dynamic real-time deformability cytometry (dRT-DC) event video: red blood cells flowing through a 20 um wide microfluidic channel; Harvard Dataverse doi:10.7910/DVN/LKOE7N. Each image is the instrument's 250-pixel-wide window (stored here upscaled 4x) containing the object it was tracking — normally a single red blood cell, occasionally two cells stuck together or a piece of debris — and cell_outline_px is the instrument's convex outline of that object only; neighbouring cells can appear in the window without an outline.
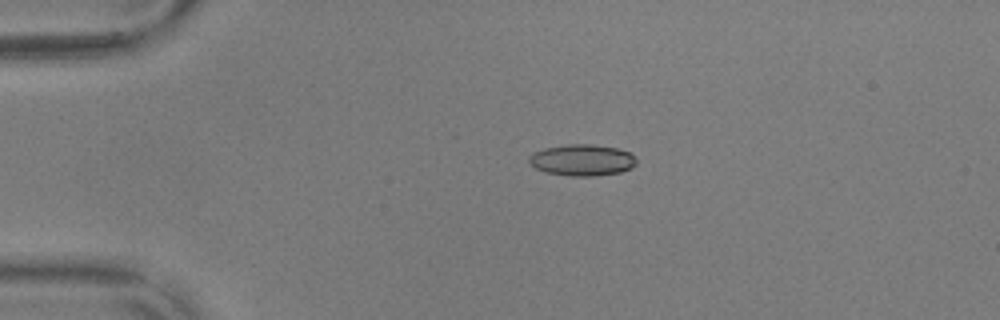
{"species": "common noctule bat (a hibernating species)", "species_latin": "Nyctalus noctula", "temperature_condition": "warm", "stored_images_in_passage": 57, "camera_frame_rate_fps": 3000, "um_per_image_px": 0.085, "animal": {"sex": "male", "body_mass_g": 17.9, "forearm_length_mm": 54.2}, "frame": {"image": 1, "passage_image": 13, "time_ms": 4.0, "image_size_px": [1000, 320], "cell_outline_px": [[636, 164], [632, 168], [620, 172], [592, 176], [568, 176], [548, 172], [536, 168], [528, 160], [528, 156], [532, 152], [544, 148], [568, 144], [592, 144], [616, 148], [628, 152], [636, 160]], "centroid_in_image_um": [49.46, 13.6], "position_along_channel_um": 35.5, "area_um2": 19.54}}
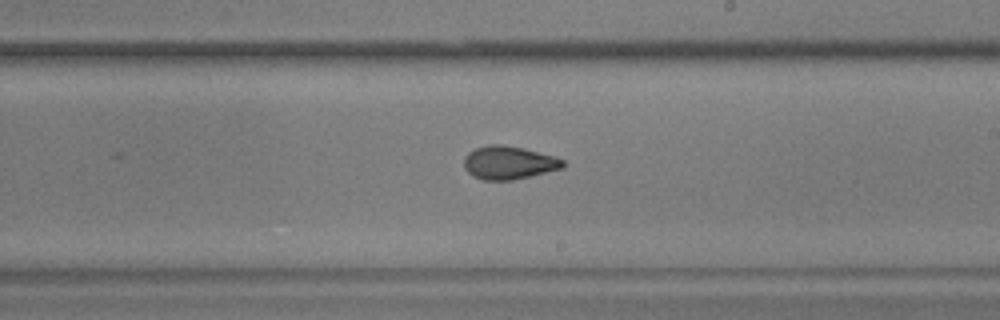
{"frame": {"image": 2, "passage_image": 34, "time_ms": 11.0, "image_size_px": [1000, 320], "cell_outline_px": [[564, 168], [512, 180], [484, 180], [472, 176], [464, 168], [464, 156], [468, 152], [476, 148], [488, 144], [500, 144], [524, 148], [552, 156], [564, 160]], "centroid_in_image_um": [43.21, 13.82], "position_along_channel_um": 245.8, "area_um2": 19.13}}
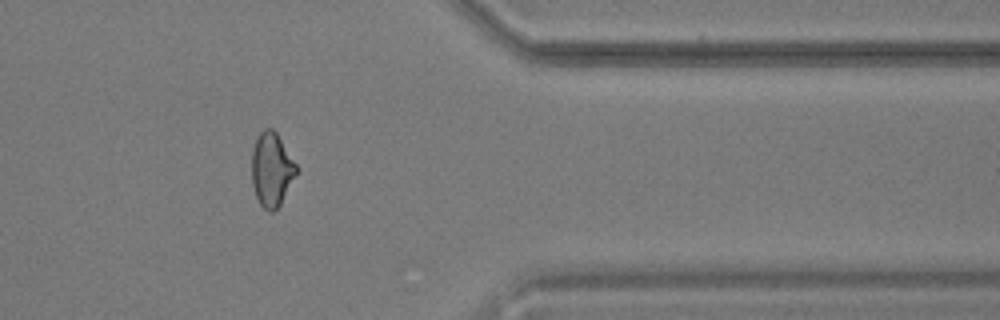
{"frame": {"image": 3, "passage_image": 47, "time_ms": 15.333, "image_size_px": [1000, 320], "cell_outline_px": [[296, 172], [280, 204], [272, 212], [268, 212], [260, 204], [256, 196], [252, 184], [252, 152], [256, 140], [260, 132], [264, 128], [272, 128], [276, 132], [296, 164]], "centroid_in_image_um": [23.06, 14.4], "position_along_channel_um": 388.3, "area_um2": 18.73}, "authors_computed_cell_mechanics": {"area_um2": 19.1896, "velocity_mm_per_s": 3.617, "shape_relaxation_time_tau1_ms": 7.8298, "shape_relaxation_time_tau2_ms": 1.7632, "deformation_change_tau1": 0.1728, "deformation_change_tau2": 0.0748}}